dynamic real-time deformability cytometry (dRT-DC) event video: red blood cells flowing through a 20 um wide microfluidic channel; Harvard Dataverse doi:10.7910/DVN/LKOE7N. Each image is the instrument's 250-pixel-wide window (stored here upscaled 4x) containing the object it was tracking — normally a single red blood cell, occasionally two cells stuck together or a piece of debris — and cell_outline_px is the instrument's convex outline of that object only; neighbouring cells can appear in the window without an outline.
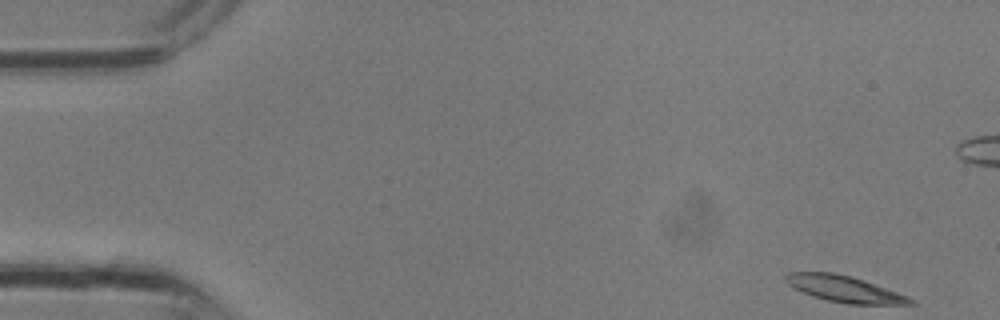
{"species": "common noctule bat (a hibernating species)", "species_latin": "Nyctalus noctula", "temperature_condition": "room temperature", "stored_images_in_passage": 33, "camera_frame_rate_fps": 3000, "um_per_image_px": 0.085, "animal": {"sex": "male", "body_mass_g": 13.3}, "frame": {"image": 1, "passage_image": 1, "time_ms": 0.0, "image_size_px": [1000, 320], "cell_outline_px": [[916, 304], [848, 304], [828, 300], [812, 296], [788, 284], [784, 280], [784, 276], [788, 272], [832, 272], [852, 276], [864, 280], [908, 296], [916, 300]], "centroid_in_image_um": [71.79, 24.55], "position_along_channel_um": 13.2, "area_um2": 19.02}}
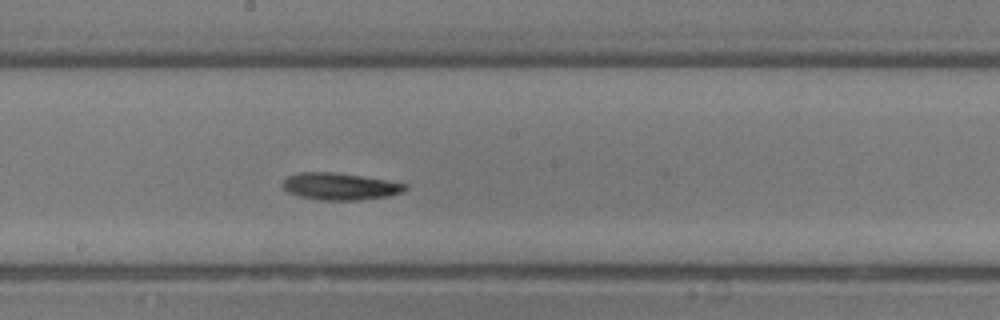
{"frame": {"image": 2, "passage_image": 17, "time_ms": 5.333, "image_size_px": [1000, 320], "cell_outline_px": [[408, 188], [400, 192], [388, 196], [360, 200], [320, 200], [300, 196], [288, 192], [280, 184], [288, 176], [300, 172], [336, 172], [388, 180], [408, 184]], "centroid_in_image_um": [28.9, 15.84], "position_along_channel_um": 219.3, "area_um2": 19.31}}
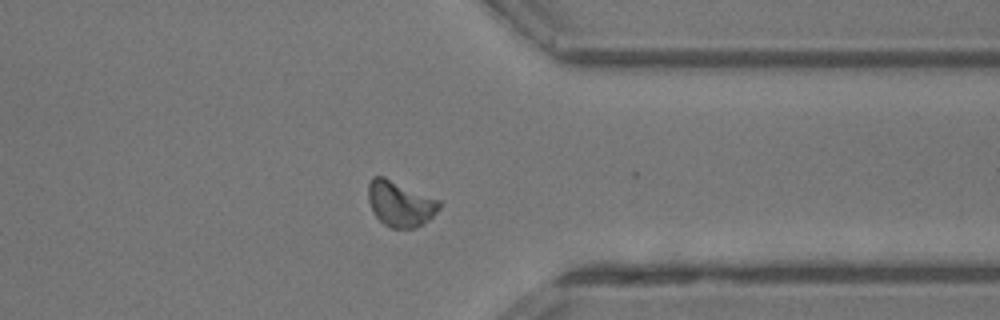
{"frame": {"image": 3, "passage_image": 25, "time_ms": 8.0, "image_size_px": [1000, 320], "cell_outline_px": [[440, 208], [424, 224], [416, 228], [392, 228], [384, 224], [372, 212], [368, 200], [368, 180], [372, 176], [384, 176], [440, 200]], "centroid_in_image_um": [33.99, 17.3], "position_along_channel_um": 377.4, "area_um2": 19.02}}